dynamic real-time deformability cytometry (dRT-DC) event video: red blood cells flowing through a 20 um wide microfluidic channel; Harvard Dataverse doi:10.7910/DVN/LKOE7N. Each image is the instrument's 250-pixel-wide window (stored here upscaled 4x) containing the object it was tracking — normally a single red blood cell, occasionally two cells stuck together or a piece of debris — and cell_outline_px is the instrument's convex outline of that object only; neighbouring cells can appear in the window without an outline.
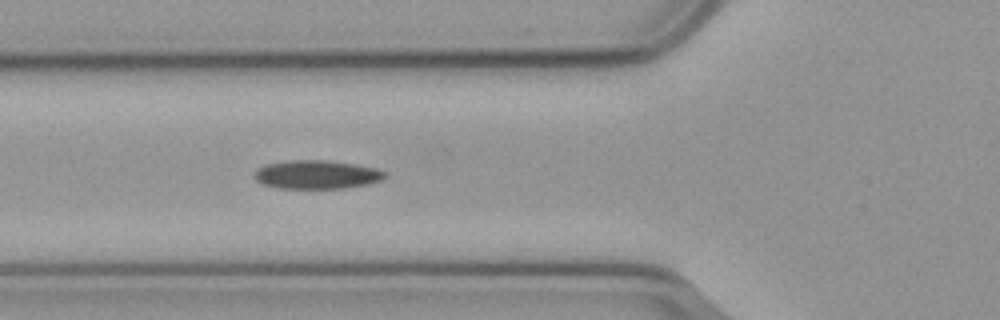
{"species": "common noctule bat (a hibernating species)", "species_latin": "Nyctalus noctula", "temperature_condition": "cold", "stored_images_in_passage": 18, "camera_frame_rate_fps": 3000, "um_per_image_px": 0.085, "animal": {"sex": "male", "body_mass_g": 23.1, "forearm_length_mm": 52.7}, "frame": {"image": 1, "passage_image": 8, "time_ms": 2.333, "image_size_px": [1000, 320], "cell_outline_px": [[388, 172], [380, 180], [368, 184], [344, 188], [276, 188], [264, 184], [256, 180], [252, 176], [256, 168], [264, 164], [292, 160], [324, 160], [352, 164], [376, 168]], "centroid_in_image_um": [26.87, 14.84], "position_along_channel_um": 98.9, "area_um2": 21.73}}
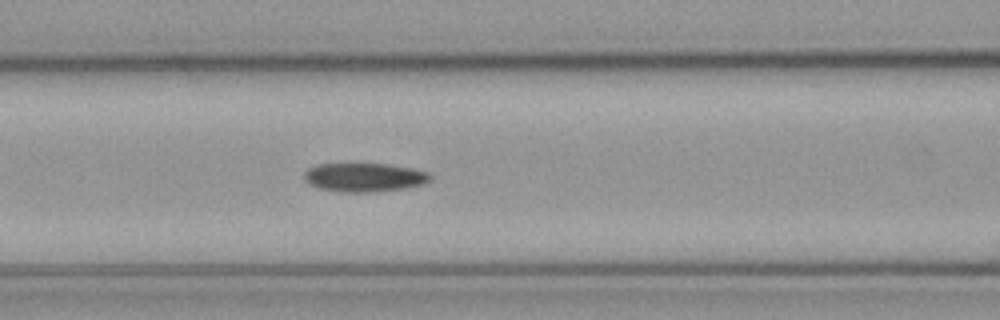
{"frame": {"image": 2, "passage_image": 11, "time_ms": 3.333, "image_size_px": [1000, 320], "cell_outline_px": [[432, 180], [424, 184], [404, 188], [372, 192], [344, 192], [316, 188], [308, 184], [304, 180], [304, 172], [308, 168], [316, 164], [344, 160], [356, 160], [388, 164], [412, 168], [428, 172], [432, 176]], "centroid_in_image_um": [30.89, 15.01], "position_along_channel_um": 135.7, "area_um2": 22.54}}